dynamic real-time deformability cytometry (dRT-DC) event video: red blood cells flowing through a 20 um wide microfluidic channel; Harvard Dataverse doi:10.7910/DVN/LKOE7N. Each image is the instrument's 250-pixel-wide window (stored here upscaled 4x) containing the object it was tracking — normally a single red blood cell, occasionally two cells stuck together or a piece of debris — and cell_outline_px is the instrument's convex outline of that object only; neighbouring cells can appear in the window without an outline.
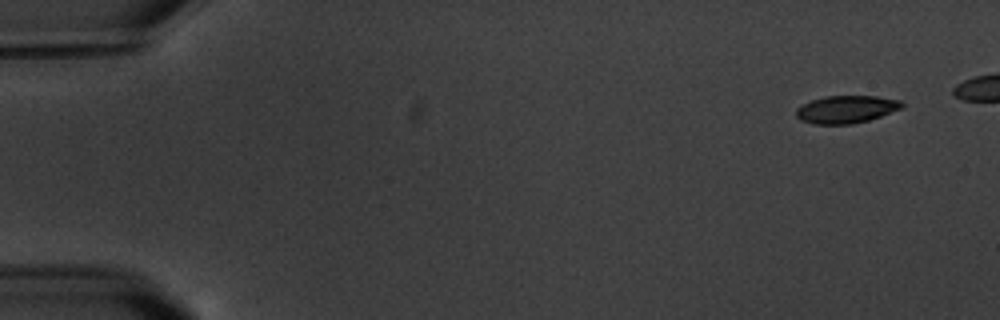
{"species": "common noctule bat (a hibernating species)", "species_latin": "Nyctalus noctula", "temperature_condition": "warm", "stored_images_in_passage": 6, "camera_frame_rate_fps": 3000, "um_per_image_px": 0.085, "animal": {"sex": "male", "body_mass_g": 20.1, "forearm_length_mm": 53.5}, "frame": {"image": 1, "passage_image": 1, "time_ms": 0.0, "image_size_px": [1000, 320], "cell_outline_px": [[904, 104], [900, 108], [880, 116], [868, 120], [852, 124], [812, 124], [800, 120], [796, 116], [796, 108], [812, 100], [824, 96], [876, 96], [900, 100]], "centroid_in_image_um": [71.89, 9.29], "position_along_channel_um": 13.1, "area_um2": 16.88}}
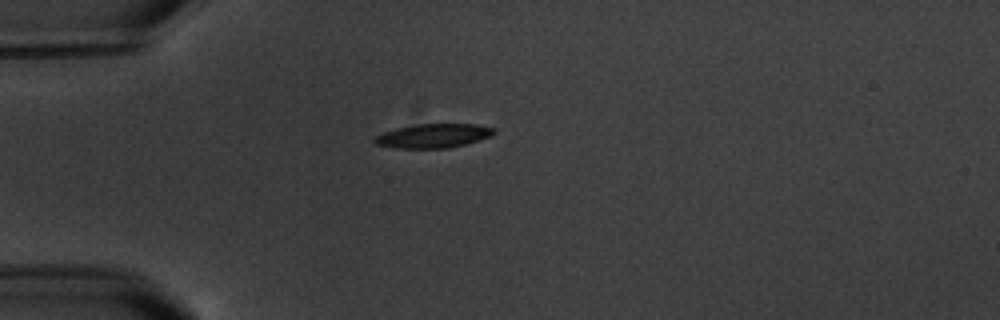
{"frame": {"image": 2, "passage_image": 6, "time_ms": 6.667, "image_size_px": [1000, 320], "cell_outline_px": [[496, 132], [492, 136], [464, 144], [448, 148], [396, 148], [376, 144], [372, 140], [376, 136], [384, 132], [396, 128], [416, 124], [476, 124], [496, 128]], "centroid_in_image_um": [36.85, 11.54], "position_along_channel_um": 48.1, "area_um2": 16.7}}